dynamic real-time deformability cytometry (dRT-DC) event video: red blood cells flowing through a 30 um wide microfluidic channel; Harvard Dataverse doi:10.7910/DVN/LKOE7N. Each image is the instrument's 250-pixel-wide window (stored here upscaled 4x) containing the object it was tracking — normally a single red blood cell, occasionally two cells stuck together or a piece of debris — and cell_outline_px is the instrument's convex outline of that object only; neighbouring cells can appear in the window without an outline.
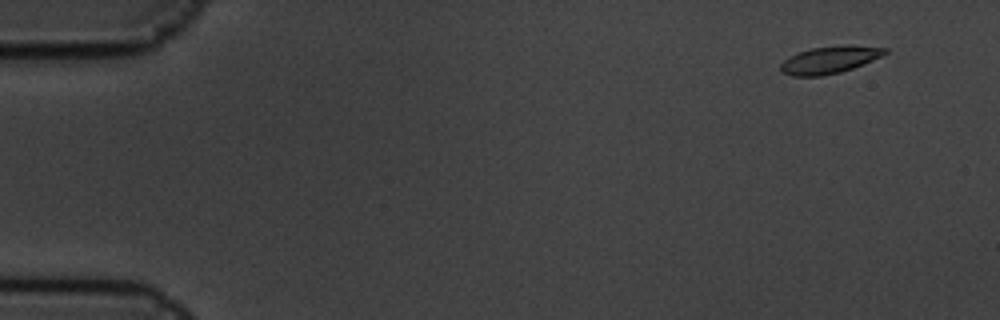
{"species": "common noctule bat (a hibernating species)", "species_latin": "Nyctalus noctula", "temperature_condition": "cold", "stored_images_in_passage": 7, "camera_frame_rate_fps": 3000, "um_per_image_px": 0.085, "animal": {"sex": "male", "body_mass_g": 19.5, "forearm_length_mm": 54.6}, "frame": {"image": 1, "passage_image": 2, "time_ms": 0.333, "image_size_px": [1000, 320], "cell_outline_px": [[888, 52], [872, 60], [852, 68], [840, 72], [820, 76], [792, 76], [780, 72], [780, 64], [784, 60], [800, 52], [812, 48], [848, 44], [888, 48]], "centroid_in_image_um": [70.51, 5.08], "position_along_channel_um": 14.5, "area_um2": 16.42}}
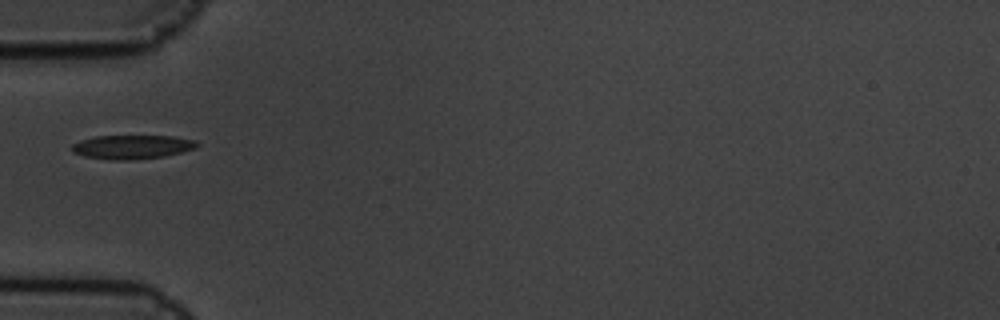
{"frame": {"image": 2, "passage_image": 6, "time_ms": 1.667, "image_size_px": [1000, 320], "cell_outline_px": [[200, 144], [196, 148], [164, 156], [128, 160], [112, 160], [84, 156], [72, 152], [72, 144], [80, 140], [96, 136], [172, 136], [196, 140]], "centroid_in_image_um": [11.23, 12.48], "position_along_channel_um": 73.8, "area_um2": 17.4}}
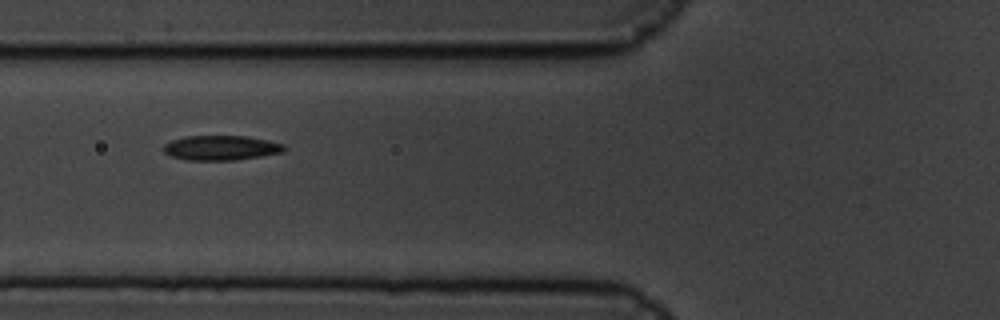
{"frame": {"image": 3, "passage_image": 7, "time_ms": 2.0, "image_size_px": [1000, 320], "cell_outline_px": [[288, 148], [284, 152], [236, 160], [188, 160], [172, 156], [164, 152], [164, 144], [172, 140], [184, 136], [244, 136], [284, 144]], "centroid_in_image_um": [18.8, 12.57], "position_along_channel_um": 107.0, "area_um2": 17.28}}